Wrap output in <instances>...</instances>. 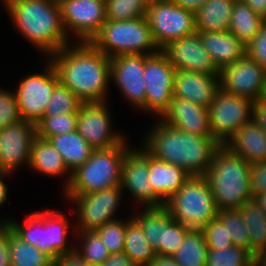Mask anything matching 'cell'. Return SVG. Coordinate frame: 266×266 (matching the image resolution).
Wrapping results in <instances>:
<instances>
[{
  "label": "cell",
  "mask_w": 266,
  "mask_h": 266,
  "mask_svg": "<svg viewBox=\"0 0 266 266\" xmlns=\"http://www.w3.org/2000/svg\"><path fill=\"white\" fill-rule=\"evenodd\" d=\"M10 175L11 174H9V173L0 171V206H3V204L5 203V201L7 200V197H8V195H7L8 187H7V184H5L3 178H6Z\"/></svg>",
  "instance_id": "cell-54"
},
{
  "label": "cell",
  "mask_w": 266,
  "mask_h": 266,
  "mask_svg": "<svg viewBox=\"0 0 266 266\" xmlns=\"http://www.w3.org/2000/svg\"><path fill=\"white\" fill-rule=\"evenodd\" d=\"M10 19L32 46L46 59L72 42L62 23L59 1L3 0Z\"/></svg>",
  "instance_id": "cell-3"
},
{
  "label": "cell",
  "mask_w": 266,
  "mask_h": 266,
  "mask_svg": "<svg viewBox=\"0 0 266 266\" xmlns=\"http://www.w3.org/2000/svg\"><path fill=\"white\" fill-rule=\"evenodd\" d=\"M254 266H266V252L259 253L255 256Z\"/></svg>",
  "instance_id": "cell-56"
},
{
  "label": "cell",
  "mask_w": 266,
  "mask_h": 266,
  "mask_svg": "<svg viewBox=\"0 0 266 266\" xmlns=\"http://www.w3.org/2000/svg\"><path fill=\"white\" fill-rule=\"evenodd\" d=\"M259 16L266 20V0H243Z\"/></svg>",
  "instance_id": "cell-52"
},
{
  "label": "cell",
  "mask_w": 266,
  "mask_h": 266,
  "mask_svg": "<svg viewBox=\"0 0 266 266\" xmlns=\"http://www.w3.org/2000/svg\"><path fill=\"white\" fill-rule=\"evenodd\" d=\"M253 201L256 202L260 209L266 214V193L255 195Z\"/></svg>",
  "instance_id": "cell-55"
},
{
  "label": "cell",
  "mask_w": 266,
  "mask_h": 266,
  "mask_svg": "<svg viewBox=\"0 0 266 266\" xmlns=\"http://www.w3.org/2000/svg\"><path fill=\"white\" fill-rule=\"evenodd\" d=\"M145 17L159 50L174 40L197 33L195 13L170 0L149 4Z\"/></svg>",
  "instance_id": "cell-9"
},
{
  "label": "cell",
  "mask_w": 266,
  "mask_h": 266,
  "mask_svg": "<svg viewBox=\"0 0 266 266\" xmlns=\"http://www.w3.org/2000/svg\"><path fill=\"white\" fill-rule=\"evenodd\" d=\"M107 20H132L146 15V0H105Z\"/></svg>",
  "instance_id": "cell-41"
},
{
  "label": "cell",
  "mask_w": 266,
  "mask_h": 266,
  "mask_svg": "<svg viewBox=\"0 0 266 266\" xmlns=\"http://www.w3.org/2000/svg\"><path fill=\"white\" fill-rule=\"evenodd\" d=\"M177 6L196 13L207 0H170Z\"/></svg>",
  "instance_id": "cell-51"
},
{
  "label": "cell",
  "mask_w": 266,
  "mask_h": 266,
  "mask_svg": "<svg viewBox=\"0 0 266 266\" xmlns=\"http://www.w3.org/2000/svg\"><path fill=\"white\" fill-rule=\"evenodd\" d=\"M131 217V218H130ZM126 220L124 253L137 265L149 266L156 257L140 224L130 216Z\"/></svg>",
  "instance_id": "cell-30"
},
{
  "label": "cell",
  "mask_w": 266,
  "mask_h": 266,
  "mask_svg": "<svg viewBox=\"0 0 266 266\" xmlns=\"http://www.w3.org/2000/svg\"><path fill=\"white\" fill-rule=\"evenodd\" d=\"M220 209H239L253 200L250 164L221 145L205 174Z\"/></svg>",
  "instance_id": "cell-4"
},
{
  "label": "cell",
  "mask_w": 266,
  "mask_h": 266,
  "mask_svg": "<svg viewBox=\"0 0 266 266\" xmlns=\"http://www.w3.org/2000/svg\"><path fill=\"white\" fill-rule=\"evenodd\" d=\"M235 0H207L195 13L197 32H227Z\"/></svg>",
  "instance_id": "cell-27"
},
{
  "label": "cell",
  "mask_w": 266,
  "mask_h": 266,
  "mask_svg": "<svg viewBox=\"0 0 266 266\" xmlns=\"http://www.w3.org/2000/svg\"><path fill=\"white\" fill-rule=\"evenodd\" d=\"M176 70H189L209 75H220L210 54L196 33L170 42L161 50Z\"/></svg>",
  "instance_id": "cell-20"
},
{
  "label": "cell",
  "mask_w": 266,
  "mask_h": 266,
  "mask_svg": "<svg viewBox=\"0 0 266 266\" xmlns=\"http://www.w3.org/2000/svg\"><path fill=\"white\" fill-rule=\"evenodd\" d=\"M197 34L219 71L246 55V45L230 31L197 32Z\"/></svg>",
  "instance_id": "cell-24"
},
{
  "label": "cell",
  "mask_w": 266,
  "mask_h": 266,
  "mask_svg": "<svg viewBox=\"0 0 266 266\" xmlns=\"http://www.w3.org/2000/svg\"><path fill=\"white\" fill-rule=\"evenodd\" d=\"M250 185L253 197L266 193V161L250 164Z\"/></svg>",
  "instance_id": "cell-46"
},
{
  "label": "cell",
  "mask_w": 266,
  "mask_h": 266,
  "mask_svg": "<svg viewBox=\"0 0 266 266\" xmlns=\"http://www.w3.org/2000/svg\"><path fill=\"white\" fill-rule=\"evenodd\" d=\"M224 146L249 164L266 161V133L253 120L236 130Z\"/></svg>",
  "instance_id": "cell-23"
},
{
  "label": "cell",
  "mask_w": 266,
  "mask_h": 266,
  "mask_svg": "<svg viewBox=\"0 0 266 266\" xmlns=\"http://www.w3.org/2000/svg\"><path fill=\"white\" fill-rule=\"evenodd\" d=\"M190 177L179 166L155 159L149 154V180L153 193L165 204Z\"/></svg>",
  "instance_id": "cell-25"
},
{
  "label": "cell",
  "mask_w": 266,
  "mask_h": 266,
  "mask_svg": "<svg viewBox=\"0 0 266 266\" xmlns=\"http://www.w3.org/2000/svg\"><path fill=\"white\" fill-rule=\"evenodd\" d=\"M164 207L174 221L192 230H202L219 212L205 175L190 176Z\"/></svg>",
  "instance_id": "cell-8"
},
{
  "label": "cell",
  "mask_w": 266,
  "mask_h": 266,
  "mask_svg": "<svg viewBox=\"0 0 266 266\" xmlns=\"http://www.w3.org/2000/svg\"><path fill=\"white\" fill-rule=\"evenodd\" d=\"M127 141L126 138L112 148L93 150L90 158L72 172L71 182L64 190L67 201L74 195L120 186L123 158L130 149Z\"/></svg>",
  "instance_id": "cell-6"
},
{
  "label": "cell",
  "mask_w": 266,
  "mask_h": 266,
  "mask_svg": "<svg viewBox=\"0 0 266 266\" xmlns=\"http://www.w3.org/2000/svg\"><path fill=\"white\" fill-rule=\"evenodd\" d=\"M53 266H85V261L73 250L56 257Z\"/></svg>",
  "instance_id": "cell-49"
},
{
  "label": "cell",
  "mask_w": 266,
  "mask_h": 266,
  "mask_svg": "<svg viewBox=\"0 0 266 266\" xmlns=\"http://www.w3.org/2000/svg\"><path fill=\"white\" fill-rule=\"evenodd\" d=\"M252 120L266 133V100L259 98L253 101Z\"/></svg>",
  "instance_id": "cell-48"
},
{
  "label": "cell",
  "mask_w": 266,
  "mask_h": 266,
  "mask_svg": "<svg viewBox=\"0 0 266 266\" xmlns=\"http://www.w3.org/2000/svg\"><path fill=\"white\" fill-rule=\"evenodd\" d=\"M253 101L220 88L208 108L213 138L224 145L243 124L252 120Z\"/></svg>",
  "instance_id": "cell-10"
},
{
  "label": "cell",
  "mask_w": 266,
  "mask_h": 266,
  "mask_svg": "<svg viewBox=\"0 0 266 266\" xmlns=\"http://www.w3.org/2000/svg\"><path fill=\"white\" fill-rule=\"evenodd\" d=\"M26 216L24 225L13 218H6L2 223H6L17 237L37 247L53 262L56 257L75 250V245L68 241L70 220L59 210L46 209Z\"/></svg>",
  "instance_id": "cell-5"
},
{
  "label": "cell",
  "mask_w": 266,
  "mask_h": 266,
  "mask_svg": "<svg viewBox=\"0 0 266 266\" xmlns=\"http://www.w3.org/2000/svg\"><path fill=\"white\" fill-rule=\"evenodd\" d=\"M208 246L202 230L190 229L172 256L180 266H205Z\"/></svg>",
  "instance_id": "cell-32"
},
{
  "label": "cell",
  "mask_w": 266,
  "mask_h": 266,
  "mask_svg": "<svg viewBox=\"0 0 266 266\" xmlns=\"http://www.w3.org/2000/svg\"><path fill=\"white\" fill-rule=\"evenodd\" d=\"M59 4L67 36L77 42H91L107 20L105 0H59Z\"/></svg>",
  "instance_id": "cell-14"
},
{
  "label": "cell",
  "mask_w": 266,
  "mask_h": 266,
  "mask_svg": "<svg viewBox=\"0 0 266 266\" xmlns=\"http://www.w3.org/2000/svg\"><path fill=\"white\" fill-rule=\"evenodd\" d=\"M104 266H137L124 252L113 253L103 262Z\"/></svg>",
  "instance_id": "cell-50"
},
{
  "label": "cell",
  "mask_w": 266,
  "mask_h": 266,
  "mask_svg": "<svg viewBox=\"0 0 266 266\" xmlns=\"http://www.w3.org/2000/svg\"><path fill=\"white\" fill-rule=\"evenodd\" d=\"M0 266H11L9 252V227L6 223L0 225Z\"/></svg>",
  "instance_id": "cell-47"
},
{
  "label": "cell",
  "mask_w": 266,
  "mask_h": 266,
  "mask_svg": "<svg viewBox=\"0 0 266 266\" xmlns=\"http://www.w3.org/2000/svg\"><path fill=\"white\" fill-rule=\"evenodd\" d=\"M28 167L38 174L41 173L52 177H60L66 174L67 177L64 178L65 184H63V190H65L71 182L72 172L67 168L61 154L46 139L37 136L34 138L31 145Z\"/></svg>",
  "instance_id": "cell-26"
},
{
  "label": "cell",
  "mask_w": 266,
  "mask_h": 266,
  "mask_svg": "<svg viewBox=\"0 0 266 266\" xmlns=\"http://www.w3.org/2000/svg\"><path fill=\"white\" fill-rule=\"evenodd\" d=\"M110 254L124 252L126 221L116 219L94 230Z\"/></svg>",
  "instance_id": "cell-42"
},
{
  "label": "cell",
  "mask_w": 266,
  "mask_h": 266,
  "mask_svg": "<svg viewBox=\"0 0 266 266\" xmlns=\"http://www.w3.org/2000/svg\"><path fill=\"white\" fill-rule=\"evenodd\" d=\"M261 98L264 99V100H266V84H265L264 92H263V95H262Z\"/></svg>",
  "instance_id": "cell-59"
},
{
  "label": "cell",
  "mask_w": 266,
  "mask_h": 266,
  "mask_svg": "<svg viewBox=\"0 0 266 266\" xmlns=\"http://www.w3.org/2000/svg\"><path fill=\"white\" fill-rule=\"evenodd\" d=\"M111 113L105 102L82 103L77 114V131L94 149H108L126 137L112 129Z\"/></svg>",
  "instance_id": "cell-15"
},
{
  "label": "cell",
  "mask_w": 266,
  "mask_h": 266,
  "mask_svg": "<svg viewBox=\"0 0 266 266\" xmlns=\"http://www.w3.org/2000/svg\"><path fill=\"white\" fill-rule=\"evenodd\" d=\"M48 59L59 81L83 103L107 102L111 59L91 42L70 43Z\"/></svg>",
  "instance_id": "cell-1"
},
{
  "label": "cell",
  "mask_w": 266,
  "mask_h": 266,
  "mask_svg": "<svg viewBox=\"0 0 266 266\" xmlns=\"http://www.w3.org/2000/svg\"><path fill=\"white\" fill-rule=\"evenodd\" d=\"M266 20L256 14L243 0H235L231 13L229 31L245 45L259 33Z\"/></svg>",
  "instance_id": "cell-29"
},
{
  "label": "cell",
  "mask_w": 266,
  "mask_h": 266,
  "mask_svg": "<svg viewBox=\"0 0 266 266\" xmlns=\"http://www.w3.org/2000/svg\"><path fill=\"white\" fill-rule=\"evenodd\" d=\"M82 101L60 81L55 85L43 116L78 114Z\"/></svg>",
  "instance_id": "cell-38"
},
{
  "label": "cell",
  "mask_w": 266,
  "mask_h": 266,
  "mask_svg": "<svg viewBox=\"0 0 266 266\" xmlns=\"http://www.w3.org/2000/svg\"><path fill=\"white\" fill-rule=\"evenodd\" d=\"M159 120L178 131L213 138L208 108L189 100L173 97Z\"/></svg>",
  "instance_id": "cell-21"
},
{
  "label": "cell",
  "mask_w": 266,
  "mask_h": 266,
  "mask_svg": "<svg viewBox=\"0 0 266 266\" xmlns=\"http://www.w3.org/2000/svg\"><path fill=\"white\" fill-rule=\"evenodd\" d=\"M148 130L142 147L155 159L175 164L190 176L205 175L221 146L214 138L178 131L159 118Z\"/></svg>",
  "instance_id": "cell-2"
},
{
  "label": "cell",
  "mask_w": 266,
  "mask_h": 266,
  "mask_svg": "<svg viewBox=\"0 0 266 266\" xmlns=\"http://www.w3.org/2000/svg\"><path fill=\"white\" fill-rule=\"evenodd\" d=\"M54 148L61 154L67 168L74 172L83 165L91 156L93 148L78 133L77 130L47 139Z\"/></svg>",
  "instance_id": "cell-28"
},
{
  "label": "cell",
  "mask_w": 266,
  "mask_h": 266,
  "mask_svg": "<svg viewBox=\"0 0 266 266\" xmlns=\"http://www.w3.org/2000/svg\"><path fill=\"white\" fill-rule=\"evenodd\" d=\"M85 266H104L103 263H90L85 261Z\"/></svg>",
  "instance_id": "cell-57"
},
{
  "label": "cell",
  "mask_w": 266,
  "mask_h": 266,
  "mask_svg": "<svg viewBox=\"0 0 266 266\" xmlns=\"http://www.w3.org/2000/svg\"><path fill=\"white\" fill-rule=\"evenodd\" d=\"M148 4L154 3V2H160V1H166V0H146Z\"/></svg>",
  "instance_id": "cell-58"
},
{
  "label": "cell",
  "mask_w": 266,
  "mask_h": 266,
  "mask_svg": "<svg viewBox=\"0 0 266 266\" xmlns=\"http://www.w3.org/2000/svg\"><path fill=\"white\" fill-rule=\"evenodd\" d=\"M11 266H53L54 262L37 247L22 241L9 228Z\"/></svg>",
  "instance_id": "cell-33"
},
{
  "label": "cell",
  "mask_w": 266,
  "mask_h": 266,
  "mask_svg": "<svg viewBox=\"0 0 266 266\" xmlns=\"http://www.w3.org/2000/svg\"><path fill=\"white\" fill-rule=\"evenodd\" d=\"M240 209L243 225L249 232L251 253L256 256L266 252V214L253 200Z\"/></svg>",
  "instance_id": "cell-31"
},
{
  "label": "cell",
  "mask_w": 266,
  "mask_h": 266,
  "mask_svg": "<svg viewBox=\"0 0 266 266\" xmlns=\"http://www.w3.org/2000/svg\"><path fill=\"white\" fill-rule=\"evenodd\" d=\"M217 217L227 228L233 246L242 247L251 252L249 232L243 225L241 209H220Z\"/></svg>",
  "instance_id": "cell-40"
},
{
  "label": "cell",
  "mask_w": 266,
  "mask_h": 266,
  "mask_svg": "<svg viewBox=\"0 0 266 266\" xmlns=\"http://www.w3.org/2000/svg\"><path fill=\"white\" fill-rule=\"evenodd\" d=\"M189 230L182 223L174 221L169 211L163 206L160 255L172 257L182 244Z\"/></svg>",
  "instance_id": "cell-34"
},
{
  "label": "cell",
  "mask_w": 266,
  "mask_h": 266,
  "mask_svg": "<svg viewBox=\"0 0 266 266\" xmlns=\"http://www.w3.org/2000/svg\"><path fill=\"white\" fill-rule=\"evenodd\" d=\"M35 123L21 120L0 129V171L9 174L30 162Z\"/></svg>",
  "instance_id": "cell-18"
},
{
  "label": "cell",
  "mask_w": 266,
  "mask_h": 266,
  "mask_svg": "<svg viewBox=\"0 0 266 266\" xmlns=\"http://www.w3.org/2000/svg\"><path fill=\"white\" fill-rule=\"evenodd\" d=\"M266 84V69L247 54L220 71V87L236 96L256 101L262 97Z\"/></svg>",
  "instance_id": "cell-19"
},
{
  "label": "cell",
  "mask_w": 266,
  "mask_h": 266,
  "mask_svg": "<svg viewBox=\"0 0 266 266\" xmlns=\"http://www.w3.org/2000/svg\"><path fill=\"white\" fill-rule=\"evenodd\" d=\"M175 74L176 69L161 50L145 60L143 79L146 86V114L160 118L169 108L173 98Z\"/></svg>",
  "instance_id": "cell-13"
},
{
  "label": "cell",
  "mask_w": 266,
  "mask_h": 266,
  "mask_svg": "<svg viewBox=\"0 0 266 266\" xmlns=\"http://www.w3.org/2000/svg\"><path fill=\"white\" fill-rule=\"evenodd\" d=\"M36 136L42 139L77 130V114L43 116L35 123Z\"/></svg>",
  "instance_id": "cell-39"
},
{
  "label": "cell",
  "mask_w": 266,
  "mask_h": 266,
  "mask_svg": "<svg viewBox=\"0 0 266 266\" xmlns=\"http://www.w3.org/2000/svg\"><path fill=\"white\" fill-rule=\"evenodd\" d=\"M47 61L45 72L24 76L14 91L22 120L36 123L43 117L59 82L54 65L49 59Z\"/></svg>",
  "instance_id": "cell-11"
},
{
  "label": "cell",
  "mask_w": 266,
  "mask_h": 266,
  "mask_svg": "<svg viewBox=\"0 0 266 266\" xmlns=\"http://www.w3.org/2000/svg\"><path fill=\"white\" fill-rule=\"evenodd\" d=\"M220 88V75L176 70L173 97L209 108Z\"/></svg>",
  "instance_id": "cell-22"
},
{
  "label": "cell",
  "mask_w": 266,
  "mask_h": 266,
  "mask_svg": "<svg viewBox=\"0 0 266 266\" xmlns=\"http://www.w3.org/2000/svg\"><path fill=\"white\" fill-rule=\"evenodd\" d=\"M255 256L248 250L231 246L220 250L208 249L205 266H254Z\"/></svg>",
  "instance_id": "cell-37"
},
{
  "label": "cell",
  "mask_w": 266,
  "mask_h": 266,
  "mask_svg": "<svg viewBox=\"0 0 266 266\" xmlns=\"http://www.w3.org/2000/svg\"><path fill=\"white\" fill-rule=\"evenodd\" d=\"M149 266H180L171 256L156 255Z\"/></svg>",
  "instance_id": "cell-53"
},
{
  "label": "cell",
  "mask_w": 266,
  "mask_h": 266,
  "mask_svg": "<svg viewBox=\"0 0 266 266\" xmlns=\"http://www.w3.org/2000/svg\"><path fill=\"white\" fill-rule=\"evenodd\" d=\"M246 54L266 69V22L258 35L246 45Z\"/></svg>",
  "instance_id": "cell-45"
},
{
  "label": "cell",
  "mask_w": 266,
  "mask_h": 266,
  "mask_svg": "<svg viewBox=\"0 0 266 266\" xmlns=\"http://www.w3.org/2000/svg\"><path fill=\"white\" fill-rule=\"evenodd\" d=\"M150 55L129 54L111 58L110 80L126 101L145 112L146 86L143 79L145 60Z\"/></svg>",
  "instance_id": "cell-17"
},
{
  "label": "cell",
  "mask_w": 266,
  "mask_h": 266,
  "mask_svg": "<svg viewBox=\"0 0 266 266\" xmlns=\"http://www.w3.org/2000/svg\"><path fill=\"white\" fill-rule=\"evenodd\" d=\"M140 212L131 216L140 224L143 229L144 237L150 243L156 255H160V242L162 235V207L161 208H142Z\"/></svg>",
  "instance_id": "cell-36"
},
{
  "label": "cell",
  "mask_w": 266,
  "mask_h": 266,
  "mask_svg": "<svg viewBox=\"0 0 266 266\" xmlns=\"http://www.w3.org/2000/svg\"><path fill=\"white\" fill-rule=\"evenodd\" d=\"M91 43L110 59L129 54L153 55L160 51L145 16L132 20H106Z\"/></svg>",
  "instance_id": "cell-7"
},
{
  "label": "cell",
  "mask_w": 266,
  "mask_h": 266,
  "mask_svg": "<svg viewBox=\"0 0 266 266\" xmlns=\"http://www.w3.org/2000/svg\"><path fill=\"white\" fill-rule=\"evenodd\" d=\"M122 186H114L95 193L74 195L69 203L76 207V223L74 231H94L104 224L116 219L115 212L122 201Z\"/></svg>",
  "instance_id": "cell-12"
},
{
  "label": "cell",
  "mask_w": 266,
  "mask_h": 266,
  "mask_svg": "<svg viewBox=\"0 0 266 266\" xmlns=\"http://www.w3.org/2000/svg\"><path fill=\"white\" fill-rule=\"evenodd\" d=\"M123 191L133 196L142 208H161L165 204L153 193L149 180V153L142 147L130 148L123 158L121 183Z\"/></svg>",
  "instance_id": "cell-16"
},
{
  "label": "cell",
  "mask_w": 266,
  "mask_h": 266,
  "mask_svg": "<svg viewBox=\"0 0 266 266\" xmlns=\"http://www.w3.org/2000/svg\"><path fill=\"white\" fill-rule=\"evenodd\" d=\"M21 120L14 91L0 88V129Z\"/></svg>",
  "instance_id": "cell-44"
},
{
  "label": "cell",
  "mask_w": 266,
  "mask_h": 266,
  "mask_svg": "<svg viewBox=\"0 0 266 266\" xmlns=\"http://www.w3.org/2000/svg\"><path fill=\"white\" fill-rule=\"evenodd\" d=\"M202 231L208 249L220 250L233 246L232 238L229 235L227 228L218 217L210 221Z\"/></svg>",
  "instance_id": "cell-43"
},
{
  "label": "cell",
  "mask_w": 266,
  "mask_h": 266,
  "mask_svg": "<svg viewBox=\"0 0 266 266\" xmlns=\"http://www.w3.org/2000/svg\"><path fill=\"white\" fill-rule=\"evenodd\" d=\"M72 234L73 237L75 235V238H78L80 241L78 247L75 245V251L84 261L90 263H103L110 256V252L94 231L72 230Z\"/></svg>",
  "instance_id": "cell-35"
}]
</instances>
